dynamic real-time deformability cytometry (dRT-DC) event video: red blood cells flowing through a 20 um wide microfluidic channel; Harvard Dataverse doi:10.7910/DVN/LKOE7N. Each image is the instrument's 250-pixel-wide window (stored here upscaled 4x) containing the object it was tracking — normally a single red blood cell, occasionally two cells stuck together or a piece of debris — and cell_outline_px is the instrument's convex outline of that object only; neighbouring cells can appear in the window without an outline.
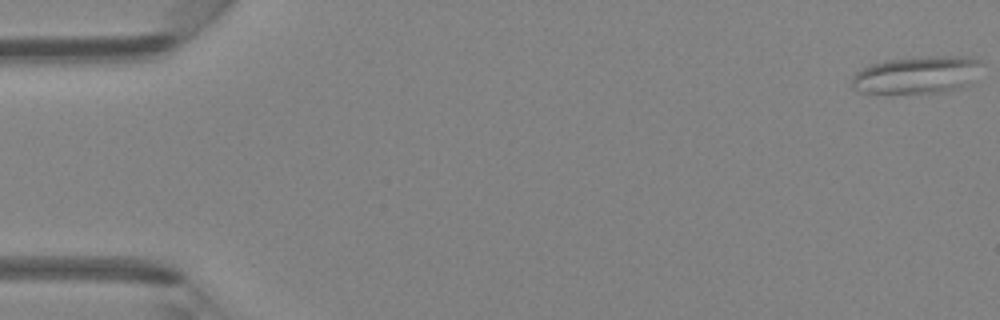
{"species": "Egyptian fruit bat (a non-hibernating species)", "species_latin": "Rousettus aegyptiacus", "temperature_condition": "room temperature", "stored_images_in_passage": 5, "camera_frame_rate_fps": 3000, "um_per_image_px": 0.085, "animal": {"sex": "female"}, "frame": {"image": 1, "passage_image": 1, "time_ms": 0.0, "image_size_px": [1000, 320], "cell_outline_px": [[980, 64], [972, 84], [948, 92], [868, 96], [852, 88], [852, 76], [860, 68], [872, 64], [888, 60], [932, 56], [964, 56], [980, 60]], "centroid_in_image_um": [77.86, 6.43], "position_along_channel_um": 7.1, "area_um2": 29.36}}
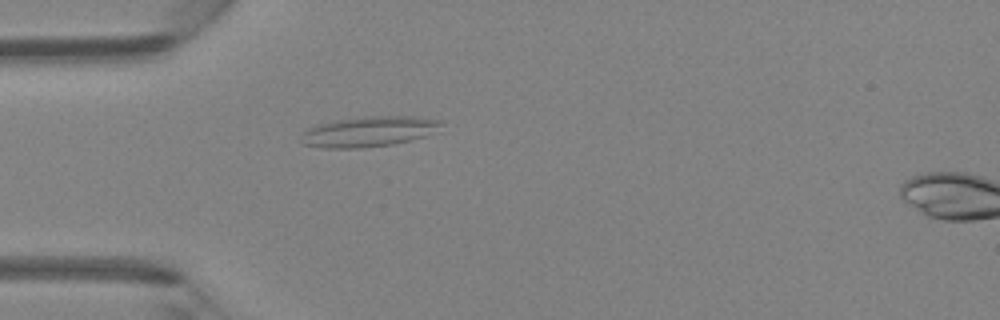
{"frame": {"image": 2, "passage_image": 4, "time_ms": 4.333, "image_size_px": [1000, 320], "cell_outline_px": [[440, 124], [424, 136], [392, 144], [360, 148], [324, 148], [300, 144], [300, 140], [304, 132], [308, 128], [316, 124], [336, 120], [364, 116], [412, 116], [440, 120]], "centroid_in_image_um": [31.22, 11.18], "position_along_channel_um": 53.8, "area_um2": 24.39}}